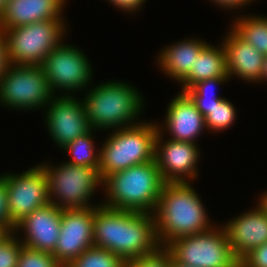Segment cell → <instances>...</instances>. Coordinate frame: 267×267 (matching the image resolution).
<instances>
[{"mask_svg": "<svg viewBox=\"0 0 267 267\" xmlns=\"http://www.w3.org/2000/svg\"><path fill=\"white\" fill-rule=\"evenodd\" d=\"M125 12L136 11L146 0H108Z\"/></svg>", "mask_w": 267, "mask_h": 267, "instance_id": "obj_34", "label": "cell"}, {"mask_svg": "<svg viewBox=\"0 0 267 267\" xmlns=\"http://www.w3.org/2000/svg\"><path fill=\"white\" fill-rule=\"evenodd\" d=\"M159 248L154 214L122 210L120 258L126 263L149 256Z\"/></svg>", "mask_w": 267, "mask_h": 267, "instance_id": "obj_14", "label": "cell"}, {"mask_svg": "<svg viewBox=\"0 0 267 267\" xmlns=\"http://www.w3.org/2000/svg\"><path fill=\"white\" fill-rule=\"evenodd\" d=\"M103 183L108 199L102 205L150 214L155 212L165 184L155 160L114 172Z\"/></svg>", "mask_w": 267, "mask_h": 267, "instance_id": "obj_2", "label": "cell"}, {"mask_svg": "<svg viewBox=\"0 0 267 267\" xmlns=\"http://www.w3.org/2000/svg\"><path fill=\"white\" fill-rule=\"evenodd\" d=\"M153 214L156 238L162 248L177 238L202 233L213 227L190 182L165 183Z\"/></svg>", "mask_w": 267, "mask_h": 267, "instance_id": "obj_1", "label": "cell"}, {"mask_svg": "<svg viewBox=\"0 0 267 267\" xmlns=\"http://www.w3.org/2000/svg\"><path fill=\"white\" fill-rule=\"evenodd\" d=\"M40 166L47 176L49 203L55 204L61 210L94 207L89 204L90 197L99 184L103 186L99 168L67 162L56 168L46 164Z\"/></svg>", "mask_w": 267, "mask_h": 267, "instance_id": "obj_5", "label": "cell"}, {"mask_svg": "<svg viewBox=\"0 0 267 267\" xmlns=\"http://www.w3.org/2000/svg\"><path fill=\"white\" fill-rule=\"evenodd\" d=\"M1 176L5 179L8 213L14 226L49 203L47 176L40 165L22 174L6 173Z\"/></svg>", "mask_w": 267, "mask_h": 267, "instance_id": "obj_10", "label": "cell"}, {"mask_svg": "<svg viewBox=\"0 0 267 267\" xmlns=\"http://www.w3.org/2000/svg\"><path fill=\"white\" fill-rule=\"evenodd\" d=\"M236 119V110L232 102L224 98L205 118V126L209 130L222 131L228 129Z\"/></svg>", "mask_w": 267, "mask_h": 267, "instance_id": "obj_26", "label": "cell"}, {"mask_svg": "<svg viewBox=\"0 0 267 267\" xmlns=\"http://www.w3.org/2000/svg\"><path fill=\"white\" fill-rule=\"evenodd\" d=\"M225 80L228 81V78H210L207 80H203L194 84L190 89L186 91V93L190 97H219L214 95L213 88L215 85L217 86L225 82ZM209 91L213 93V94L210 93L211 94L210 96L208 94Z\"/></svg>", "mask_w": 267, "mask_h": 267, "instance_id": "obj_31", "label": "cell"}, {"mask_svg": "<svg viewBox=\"0 0 267 267\" xmlns=\"http://www.w3.org/2000/svg\"><path fill=\"white\" fill-rule=\"evenodd\" d=\"M171 267H190V266H185L180 264L179 262L175 261L172 257H171Z\"/></svg>", "mask_w": 267, "mask_h": 267, "instance_id": "obj_39", "label": "cell"}, {"mask_svg": "<svg viewBox=\"0 0 267 267\" xmlns=\"http://www.w3.org/2000/svg\"><path fill=\"white\" fill-rule=\"evenodd\" d=\"M5 233L2 231V230H0V238L4 235Z\"/></svg>", "mask_w": 267, "mask_h": 267, "instance_id": "obj_41", "label": "cell"}, {"mask_svg": "<svg viewBox=\"0 0 267 267\" xmlns=\"http://www.w3.org/2000/svg\"><path fill=\"white\" fill-rule=\"evenodd\" d=\"M64 3L65 0H9L0 18V28L5 30L49 19H63Z\"/></svg>", "mask_w": 267, "mask_h": 267, "instance_id": "obj_19", "label": "cell"}, {"mask_svg": "<svg viewBox=\"0 0 267 267\" xmlns=\"http://www.w3.org/2000/svg\"><path fill=\"white\" fill-rule=\"evenodd\" d=\"M91 129L87 134L76 138L67 144L62 150L68 151L72 159L67 163L78 166H90L99 168V151H95ZM96 153V154H95Z\"/></svg>", "mask_w": 267, "mask_h": 267, "instance_id": "obj_24", "label": "cell"}, {"mask_svg": "<svg viewBox=\"0 0 267 267\" xmlns=\"http://www.w3.org/2000/svg\"><path fill=\"white\" fill-rule=\"evenodd\" d=\"M64 26L63 19H49L5 29L9 64L41 65L46 56L63 43Z\"/></svg>", "mask_w": 267, "mask_h": 267, "instance_id": "obj_6", "label": "cell"}, {"mask_svg": "<svg viewBox=\"0 0 267 267\" xmlns=\"http://www.w3.org/2000/svg\"><path fill=\"white\" fill-rule=\"evenodd\" d=\"M191 99L195 102L197 109L201 112V114L206 118L211 110L218 105L224 98L222 97H191Z\"/></svg>", "mask_w": 267, "mask_h": 267, "instance_id": "obj_33", "label": "cell"}, {"mask_svg": "<svg viewBox=\"0 0 267 267\" xmlns=\"http://www.w3.org/2000/svg\"><path fill=\"white\" fill-rule=\"evenodd\" d=\"M207 45L208 43L200 39L179 41L162 50L158 65L166 75L180 83L194 68L196 58Z\"/></svg>", "mask_w": 267, "mask_h": 267, "instance_id": "obj_20", "label": "cell"}, {"mask_svg": "<svg viewBox=\"0 0 267 267\" xmlns=\"http://www.w3.org/2000/svg\"><path fill=\"white\" fill-rule=\"evenodd\" d=\"M256 207L223 226L232 252L239 262L267 242V205L260 198Z\"/></svg>", "mask_w": 267, "mask_h": 267, "instance_id": "obj_15", "label": "cell"}, {"mask_svg": "<svg viewBox=\"0 0 267 267\" xmlns=\"http://www.w3.org/2000/svg\"><path fill=\"white\" fill-rule=\"evenodd\" d=\"M14 225L10 222L8 213L7 191L5 179L0 177V230L5 234L14 230Z\"/></svg>", "mask_w": 267, "mask_h": 267, "instance_id": "obj_30", "label": "cell"}, {"mask_svg": "<svg viewBox=\"0 0 267 267\" xmlns=\"http://www.w3.org/2000/svg\"><path fill=\"white\" fill-rule=\"evenodd\" d=\"M64 267H125V262L109 250L93 246Z\"/></svg>", "mask_w": 267, "mask_h": 267, "instance_id": "obj_25", "label": "cell"}, {"mask_svg": "<svg viewBox=\"0 0 267 267\" xmlns=\"http://www.w3.org/2000/svg\"><path fill=\"white\" fill-rule=\"evenodd\" d=\"M261 80L267 81V55L264 56V67Z\"/></svg>", "mask_w": 267, "mask_h": 267, "instance_id": "obj_38", "label": "cell"}, {"mask_svg": "<svg viewBox=\"0 0 267 267\" xmlns=\"http://www.w3.org/2000/svg\"><path fill=\"white\" fill-rule=\"evenodd\" d=\"M214 3H216V5L218 4V6L223 7L224 9H234L236 10V8L242 7L247 5L248 3L250 4L252 0H211ZM254 1V0H253Z\"/></svg>", "mask_w": 267, "mask_h": 267, "instance_id": "obj_36", "label": "cell"}, {"mask_svg": "<svg viewBox=\"0 0 267 267\" xmlns=\"http://www.w3.org/2000/svg\"><path fill=\"white\" fill-rule=\"evenodd\" d=\"M125 267H171V254L160 247L149 256L127 261Z\"/></svg>", "mask_w": 267, "mask_h": 267, "instance_id": "obj_29", "label": "cell"}, {"mask_svg": "<svg viewBox=\"0 0 267 267\" xmlns=\"http://www.w3.org/2000/svg\"><path fill=\"white\" fill-rule=\"evenodd\" d=\"M8 2L9 0H0V18L5 13Z\"/></svg>", "mask_w": 267, "mask_h": 267, "instance_id": "obj_37", "label": "cell"}, {"mask_svg": "<svg viewBox=\"0 0 267 267\" xmlns=\"http://www.w3.org/2000/svg\"><path fill=\"white\" fill-rule=\"evenodd\" d=\"M165 126L172 140L195 143L205 126V118L186 92H181L167 106Z\"/></svg>", "mask_w": 267, "mask_h": 267, "instance_id": "obj_17", "label": "cell"}, {"mask_svg": "<svg viewBox=\"0 0 267 267\" xmlns=\"http://www.w3.org/2000/svg\"><path fill=\"white\" fill-rule=\"evenodd\" d=\"M62 210L55 204L36 209L18 222L13 230H24L22 245L42 252L53 254L61 231ZM22 228V229H21Z\"/></svg>", "mask_w": 267, "mask_h": 267, "instance_id": "obj_16", "label": "cell"}, {"mask_svg": "<svg viewBox=\"0 0 267 267\" xmlns=\"http://www.w3.org/2000/svg\"><path fill=\"white\" fill-rule=\"evenodd\" d=\"M96 206L62 210L61 231L53 256L64 267L94 246L93 221Z\"/></svg>", "mask_w": 267, "mask_h": 267, "instance_id": "obj_13", "label": "cell"}, {"mask_svg": "<svg viewBox=\"0 0 267 267\" xmlns=\"http://www.w3.org/2000/svg\"><path fill=\"white\" fill-rule=\"evenodd\" d=\"M229 34V35H228ZM223 40L229 78L236 76L248 82L261 81L264 55L245 42L232 29Z\"/></svg>", "mask_w": 267, "mask_h": 267, "instance_id": "obj_18", "label": "cell"}, {"mask_svg": "<svg viewBox=\"0 0 267 267\" xmlns=\"http://www.w3.org/2000/svg\"><path fill=\"white\" fill-rule=\"evenodd\" d=\"M260 198L267 205V192H264Z\"/></svg>", "mask_w": 267, "mask_h": 267, "instance_id": "obj_40", "label": "cell"}, {"mask_svg": "<svg viewBox=\"0 0 267 267\" xmlns=\"http://www.w3.org/2000/svg\"><path fill=\"white\" fill-rule=\"evenodd\" d=\"M17 267H63L53 254L21 247Z\"/></svg>", "mask_w": 267, "mask_h": 267, "instance_id": "obj_27", "label": "cell"}, {"mask_svg": "<svg viewBox=\"0 0 267 267\" xmlns=\"http://www.w3.org/2000/svg\"><path fill=\"white\" fill-rule=\"evenodd\" d=\"M53 95L41 65L9 64L0 77V103L11 109H42Z\"/></svg>", "mask_w": 267, "mask_h": 267, "instance_id": "obj_8", "label": "cell"}, {"mask_svg": "<svg viewBox=\"0 0 267 267\" xmlns=\"http://www.w3.org/2000/svg\"><path fill=\"white\" fill-rule=\"evenodd\" d=\"M9 65L7 58V42L5 32L0 28V77Z\"/></svg>", "mask_w": 267, "mask_h": 267, "instance_id": "obj_35", "label": "cell"}, {"mask_svg": "<svg viewBox=\"0 0 267 267\" xmlns=\"http://www.w3.org/2000/svg\"><path fill=\"white\" fill-rule=\"evenodd\" d=\"M165 249L182 265L190 267H239L224 227L183 236L170 242Z\"/></svg>", "mask_w": 267, "mask_h": 267, "instance_id": "obj_7", "label": "cell"}, {"mask_svg": "<svg viewBox=\"0 0 267 267\" xmlns=\"http://www.w3.org/2000/svg\"><path fill=\"white\" fill-rule=\"evenodd\" d=\"M239 267H267V242L247 254L239 262Z\"/></svg>", "mask_w": 267, "mask_h": 267, "instance_id": "obj_32", "label": "cell"}, {"mask_svg": "<svg viewBox=\"0 0 267 267\" xmlns=\"http://www.w3.org/2000/svg\"><path fill=\"white\" fill-rule=\"evenodd\" d=\"M79 101L72 95H59L47 105L46 127L61 149L91 130L84 101Z\"/></svg>", "mask_w": 267, "mask_h": 267, "instance_id": "obj_12", "label": "cell"}, {"mask_svg": "<svg viewBox=\"0 0 267 267\" xmlns=\"http://www.w3.org/2000/svg\"><path fill=\"white\" fill-rule=\"evenodd\" d=\"M232 30L264 56L267 55V18L242 16L232 25Z\"/></svg>", "mask_w": 267, "mask_h": 267, "instance_id": "obj_23", "label": "cell"}, {"mask_svg": "<svg viewBox=\"0 0 267 267\" xmlns=\"http://www.w3.org/2000/svg\"><path fill=\"white\" fill-rule=\"evenodd\" d=\"M158 128L159 131L155 138L154 160L164 182L189 183L190 179L197 177L196 164L198 157H200L197 144L172 139L163 143L160 125Z\"/></svg>", "mask_w": 267, "mask_h": 267, "instance_id": "obj_11", "label": "cell"}, {"mask_svg": "<svg viewBox=\"0 0 267 267\" xmlns=\"http://www.w3.org/2000/svg\"><path fill=\"white\" fill-rule=\"evenodd\" d=\"M48 85L55 93L57 88L68 91L86 88L92 79L91 65L87 56L77 47L61 44L54 48L41 63Z\"/></svg>", "mask_w": 267, "mask_h": 267, "instance_id": "obj_9", "label": "cell"}, {"mask_svg": "<svg viewBox=\"0 0 267 267\" xmlns=\"http://www.w3.org/2000/svg\"><path fill=\"white\" fill-rule=\"evenodd\" d=\"M210 78H229L224 46L208 44L198 55L194 68L181 81L182 92H186L197 82Z\"/></svg>", "mask_w": 267, "mask_h": 267, "instance_id": "obj_21", "label": "cell"}, {"mask_svg": "<svg viewBox=\"0 0 267 267\" xmlns=\"http://www.w3.org/2000/svg\"><path fill=\"white\" fill-rule=\"evenodd\" d=\"M121 226L122 210L102 204L96 206L93 221L94 246L107 249L120 257Z\"/></svg>", "mask_w": 267, "mask_h": 267, "instance_id": "obj_22", "label": "cell"}, {"mask_svg": "<svg viewBox=\"0 0 267 267\" xmlns=\"http://www.w3.org/2000/svg\"><path fill=\"white\" fill-rule=\"evenodd\" d=\"M83 101L92 130H117L138 124L134 121L144 105L138 90L121 81L100 83L91 88Z\"/></svg>", "mask_w": 267, "mask_h": 267, "instance_id": "obj_3", "label": "cell"}, {"mask_svg": "<svg viewBox=\"0 0 267 267\" xmlns=\"http://www.w3.org/2000/svg\"><path fill=\"white\" fill-rule=\"evenodd\" d=\"M22 243L11 233L0 238V267H17Z\"/></svg>", "mask_w": 267, "mask_h": 267, "instance_id": "obj_28", "label": "cell"}, {"mask_svg": "<svg viewBox=\"0 0 267 267\" xmlns=\"http://www.w3.org/2000/svg\"><path fill=\"white\" fill-rule=\"evenodd\" d=\"M112 131L99 149L102 180L114 172L154 160L158 125L143 122Z\"/></svg>", "mask_w": 267, "mask_h": 267, "instance_id": "obj_4", "label": "cell"}]
</instances>
